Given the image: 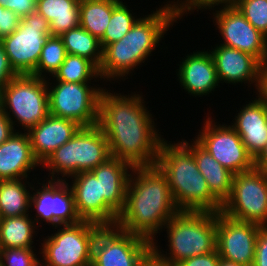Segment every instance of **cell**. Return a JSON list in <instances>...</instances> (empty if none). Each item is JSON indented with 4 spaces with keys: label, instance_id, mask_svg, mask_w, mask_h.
<instances>
[{
    "label": "cell",
    "instance_id": "cell-1",
    "mask_svg": "<svg viewBox=\"0 0 267 266\" xmlns=\"http://www.w3.org/2000/svg\"><path fill=\"white\" fill-rule=\"evenodd\" d=\"M139 92L129 95L102 90L98 126L106 135L112 157L132 167L156 164L163 135Z\"/></svg>",
    "mask_w": 267,
    "mask_h": 266
},
{
    "label": "cell",
    "instance_id": "cell-2",
    "mask_svg": "<svg viewBox=\"0 0 267 266\" xmlns=\"http://www.w3.org/2000/svg\"><path fill=\"white\" fill-rule=\"evenodd\" d=\"M123 211L116 227L151 242L179 212L169 190L166 176L156 166L133 167Z\"/></svg>",
    "mask_w": 267,
    "mask_h": 266
},
{
    "label": "cell",
    "instance_id": "cell-3",
    "mask_svg": "<svg viewBox=\"0 0 267 266\" xmlns=\"http://www.w3.org/2000/svg\"><path fill=\"white\" fill-rule=\"evenodd\" d=\"M151 12L141 16L122 39L102 49V61L98 68L101 80L124 81L147 57L152 56L161 38L181 19L180 0L167 1Z\"/></svg>",
    "mask_w": 267,
    "mask_h": 266
},
{
    "label": "cell",
    "instance_id": "cell-4",
    "mask_svg": "<svg viewBox=\"0 0 267 266\" xmlns=\"http://www.w3.org/2000/svg\"><path fill=\"white\" fill-rule=\"evenodd\" d=\"M161 142L156 166L166 176L179 211L221 212L222 204L211 194L192 151L182 142Z\"/></svg>",
    "mask_w": 267,
    "mask_h": 266
},
{
    "label": "cell",
    "instance_id": "cell-5",
    "mask_svg": "<svg viewBox=\"0 0 267 266\" xmlns=\"http://www.w3.org/2000/svg\"><path fill=\"white\" fill-rule=\"evenodd\" d=\"M164 228L167 229L169 250H166L169 253L160 248L158 240L152 242V253L168 266L216 249V212L179 211Z\"/></svg>",
    "mask_w": 267,
    "mask_h": 266
},
{
    "label": "cell",
    "instance_id": "cell-6",
    "mask_svg": "<svg viewBox=\"0 0 267 266\" xmlns=\"http://www.w3.org/2000/svg\"><path fill=\"white\" fill-rule=\"evenodd\" d=\"M110 157L109 144L101 128L98 125L81 127L41 167L48 169L50 179H46L65 181L80 172L91 171Z\"/></svg>",
    "mask_w": 267,
    "mask_h": 266
},
{
    "label": "cell",
    "instance_id": "cell-7",
    "mask_svg": "<svg viewBox=\"0 0 267 266\" xmlns=\"http://www.w3.org/2000/svg\"><path fill=\"white\" fill-rule=\"evenodd\" d=\"M102 227L89 220L56 226L57 231L42 240L41 261L48 266H91L93 244Z\"/></svg>",
    "mask_w": 267,
    "mask_h": 266
},
{
    "label": "cell",
    "instance_id": "cell-8",
    "mask_svg": "<svg viewBox=\"0 0 267 266\" xmlns=\"http://www.w3.org/2000/svg\"><path fill=\"white\" fill-rule=\"evenodd\" d=\"M3 103L4 114L14 130L17 131V125L22 126L23 132H28L49 115L47 80L17 75L4 87Z\"/></svg>",
    "mask_w": 267,
    "mask_h": 266
},
{
    "label": "cell",
    "instance_id": "cell-9",
    "mask_svg": "<svg viewBox=\"0 0 267 266\" xmlns=\"http://www.w3.org/2000/svg\"><path fill=\"white\" fill-rule=\"evenodd\" d=\"M54 82L47 79L50 115L73 120L82 127L98 125L100 95L104 87L91 86L93 83Z\"/></svg>",
    "mask_w": 267,
    "mask_h": 266
},
{
    "label": "cell",
    "instance_id": "cell-10",
    "mask_svg": "<svg viewBox=\"0 0 267 266\" xmlns=\"http://www.w3.org/2000/svg\"><path fill=\"white\" fill-rule=\"evenodd\" d=\"M221 212L229 218L267 227V174L257 168L236 173Z\"/></svg>",
    "mask_w": 267,
    "mask_h": 266
},
{
    "label": "cell",
    "instance_id": "cell-11",
    "mask_svg": "<svg viewBox=\"0 0 267 266\" xmlns=\"http://www.w3.org/2000/svg\"><path fill=\"white\" fill-rule=\"evenodd\" d=\"M51 35L49 22L37 11L24 16L18 28L2 42L10 66L17 75H32L41 50Z\"/></svg>",
    "mask_w": 267,
    "mask_h": 266
},
{
    "label": "cell",
    "instance_id": "cell-12",
    "mask_svg": "<svg viewBox=\"0 0 267 266\" xmlns=\"http://www.w3.org/2000/svg\"><path fill=\"white\" fill-rule=\"evenodd\" d=\"M151 253V241L116 226H103L93 244L91 266H141Z\"/></svg>",
    "mask_w": 267,
    "mask_h": 266
},
{
    "label": "cell",
    "instance_id": "cell-13",
    "mask_svg": "<svg viewBox=\"0 0 267 266\" xmlns=\"http://www.w3.org/2000/svg\"><path fill=\"white\" fill-rule=\"evenodd\" d=\"M209 115L211 114L206 115L207 119H204V124L194 139L234 174L254 169L255 160L237 132L227 123L217 124Z\"/></svg>",
    "mask_w": 267,
    "mask_h": 266
},
{
    "label": "cell",
    "instance_id": "cell-14",
    "mask_svg": "<svg viewBox=\"0 0 267 266\" xmlns=\"http://www.w3.org/2000/svg\"><path fill=\"white\" fill-rule=\"evenodd\" d=\"M37 184L42 187L32 188L30 200V212L36 211L34 221L38 227H41L43 221L53 227L59 225H74L82 221L77 214L74 195L67 181L63 180H46ZM37 188V189H36ZM39 221L41 223H39ZM41 224V225H40Z\"/></svg>",
    "mask_w": 267,
    "mask_h": 266
},
{
    "label": "cell",
    "instance_id": "cell-15",
    "mask_svg": "<svg viewBox=\"0 0 267 266\" xmlns=\"http://www.w3.org/2000/svg\"><path fill=\"white\" fill-rule=\"evenodd\" d=\"M213 16V24L223 40L220 45L248 53L260 63L267 60V37L254 28L236 6L215 7Z\"/></svg>",
    "mask_w": 267,
    "mask_h": 266
},
{
    "label": "cell",
    "instance_id": "cell-16",
    "mask_svg": "<svg viewBox=\"0 0 267 266\" xmlns=\"http://www.w3.org/2000/svg\"><path fill=\"white\" fill-rule=\"evenodd\" d=\"M261 226L216 213V250L221 259L253 266Z\"/></svg>",
    "mask_w": 267,
    "mask_h": 266
},
{
    "label": "cell",
    "instance_id": "cell-17",
    "mask_svg": "<svg viewBox=\"0 0 267 266\" xmlns=\"http://www.w3.org/2000/svg\"><path fill=\"white\" fill-rule=\"evenodd\" d=\"M132 169L130 164L111 156L91 170L97 180L101 181L104 195V226H115L119 214L124 209Z\"/></svg>",
    "mask_w": 267,
    "mask_h": 266
},
{
    "label": "cell",
    "instance_id": "cell-18",
    "mask_svg": "<svg viewBox=\"0 0 267 266\" xmlns=\"http://www.w3.org/2000/svg\"><path fill=\"white\" fill-rule=\"evenodd\" d=\"M216 68L219 83H248L257 88L260 62L252 55L238 49L216 44L209 50ZM251 82V83H250Z\"/></svg>",
    "mask_w": 267,
    "mask_h": 266
},
{
    "label": "cell",
    "instance_id": "cell-19",
    "mask_svg": "<svg viewBox=\"0 0 267 266\" xmlns=\"http://www.w3.org/2000/svg\"><path fill=\"white\" fill-rule=\"evenodd\" d=\"M177 69V81L181 88L192 96L202 97L211 94L217 87H221L217 78L216 68L210 52L194 51L182 58Z\"/></svg>",
    "mask_w": 267,
    "mask_h": 266
},
{
    "label": "cell",
    "instance_id": "cell-20",
    "mask_svg": "<svg viewBox=\"0 0 267 266\" xmlns=\"http://www.w3.org/2000/svg\"><path fill=\"white\" fill-rule=\"evenodd\" d=\"M252 99L240 107L230 126L255 160L267 143V105L257 97Z\"/></svg>",
    "mask_w": 267,
    "mask_h": 266
},
{
    "label": "cell",
    "instance_id": "cell-21",
    "mask_svg": "<svg viewBox=\"0 0 267 266\" xmlns=\"http://www.w3.org/2000/svg\"><path fill=\"white\" fill-rule=\"evenodd\" d=\"M77 122L48 115L28 131L35 159L42 165L48 157L68 142L81 128Z\"/></svg>",
    "mask_w": 267,
    "mask_h": 266
},
{
    "label": "cell",
    "instance_id": "cell-22",
    "mask_svg": "<svg viewBox=\"0 0 267 266\" xmlns=\"http://www.w3.org/2000/svg\"><path fill=\"white\" fill-rule=\"evenodd\" d=\"M38 166L41 165L33 156L28 132L17 130L0 145V180H30V172Z\"/></svg>",
    "mask_w": 267,
    "mask_h": 266
},
{
    "label": "cell",
    "instance_id": "cell-23",
    "mask_svg": "<svg viewBox=\"0 0 267 266\" xmlns=\"http://www.w3.org/2000/svg\"><path fill=\"white\" fill-rule=\"evenodd\" d=\"M77 214L82 220H89L104 226V195L101 181L91 171H83L70 177ZM72 183V184H71Z\"/></svg>",
    "mask_w": 267,
    "mask_h": 266
},
{
    "label": "cell",
    "instance_id": "cell-24",
    "mask_svg": "<svg viewBox=\"0 0 267 266\" xmlns=\"http://www.w3.org/2000/svg\"><path fill=\"white\" fill-rule=\"evenodd\" d=\"M181 140L191 151L200 173L205 177L211 194L223 205L232 190L234 173L222 166L196 140ZM191 144V145H190Z\"/></svg>",
    "mask_w": 267,
    "mask_h": 266
},
{
    "label": "cell",
    "instance_id": "cell-25",
    "mask_svg": "<svg viewBox=\"0 0 267 266\" xmlns=\"http://www.w3.org/2000/svg\"><path fill=\"white\" fill-rule=\"evenodd\" d=\"M79 0H37L36 11L48 22L51 35L79 26Z\"/></svg>",
    "mask_w": 267,
    "mask_h": 266
},
{
    "label": "cell",
    "instance_id": "cell-26",
    "mask_svg": "<svg viewBox=\"0 0 267 266\" xmlns=\"http://www.w3.org/2000/svg\"><path fill=\"white\" fill-rule=\"evenodd\" d=\"M32 188L33 183L27 181V178L0 180L1 218L29 214Z\"/></svg>",
    "mask_w": 267,
    "mask_h": 266
},
{
    "label": "cell",
    "instance_id": "cell-27",
    "mask_svg": "<svg viewBox=\"0 0 267 266\" xmlns=\"http://www.w3.org/2000/svg\"><path fill=\"white\" fill-rule=\"evenodd\" d=\"M37 227L31 214L1 218L0 249L34 248Z\"/></svg>",
    "mask_w": 267,
    "mask_h": 266
},
{
    "label": "cell",
    "instance_id": "cell-28",
    "mask_svg": "<svg viewBox=\"0 0 267 266\" xmlns=\"http://www.w3.org/2000/svg\"><path fill=\"white\" fill-rule=\"evenodd\" d=\"M122 0H80L79 25L96 37L103 38L113 9Z\"/></svg>",
    "mask_w": 267,
    "mask_h": 266
},
{
    "label": "cell",
    "instance_id": "cell-29",
    "mask_svg": "<svg viewBox=\"0 0 267 266\" xmlns=\"http://www.w3.org/2000/svg\"><path fill=\"white\" fill-rule=\"evenodd\" d=\"M67 54L82 56L92 61L98 68L102 61L100 41L80 25L60 35Z\"/></svg>",
    "mask_w": 267,
    "mask_h": 266
},
{
    "label": "cell",
    "instance_id": "cell-30",
    "mask_svg": "<svg viewBox=\"0 0 267 266\" xmlns=\"http://www.w3.org/2000/svg\"><path fill=\"white\" fill-rule=\"evenodd\" d=\"M98 67L89 59L67 54L59 70L55 73L53 81L74 82V83H91L99 81ZM94 81H91L93 80Z\"/></svg>",
    "mask_w": 267,
    "mask_h": 266
},
{
    "label": "cell",
    "instance_id": "cell-31",
    "mask_svg": "<svg viewBox=\"0 0 267 266\" xmlns=\"http://www.w3.org/2000/svg\"><path fill=\"white\" fill-rule=\"evenodd\" d=\"M66 55L67 52L61 37L57 35L48 36L41 50L37 67L32 76L49 79L48 81H52L50 80L51 76L53 77L59 70L61 64L66 58ZM47 73L49 74L50 78H48L49 76H47Z\"/></svg>",
    "mask_w": 267,
    "mask_h": 266
},
{
    "label": "cell",
    "instance_id": "cell-32",
    "mask_svg": "<svg viewBox=\"0 0 267 266\" xmlns=\"http://www.w3.org/2000/svg\"><path fill=\"white\" fill-rule=\"evenodd\" d=\"M131 12L132 10L123 1L113 9L108 27L105 30L103 38L100 40L102 49L122 39L138 21L140 17L136 18L133 16L134 13L132 14Z\"/></svg>",
    "mask_w": 267,
    "mask_h": 266
},
{
    "label": "cell",
    "instance_id": "cell-33",
    "mask_svg": "<svg viewBox=\"0 0 267 266\" xmlns=\"http://www.w3.org/2000/svg\"><path fill=\"white\" fill-rule=\"evenodd\" d=\"M235 6L254 28L267 37V0H239Z\"/></svg>",
    "mask_w": 267,
    "mask_h": 266
},
{
    "label": "cell",
    "instance_id": "cell-34",
    "mask_svg": "<svg viewBox=\"0 0 267 266\" xmlns=\"http://www.w3.org/2000/svg\"><path fill=\"white\" fill-rule=\"evenodd\" d=\"M35 248L0 249V260L3 266H36L40 258Z\"/></svg>",
    "mask_w": 267,
    "mask_h": 266
},
{
    "label": "cell",
    "instance_id": "cell-35",
    "mask_svg": "<svg viewBox=\"0 0 267 266\" xmlns=\"http://www.w3.org/2000/svg\"><path fill=\"white\" fill-rule=\"evenodd\" d=\"M239 0H180L181 19L195 10L214 9L215 6H235ZM188 12V13H187Z\"/></svg>",
    "mask_w": 267,
    "mask_h": 266
},
{
    "label": "cell",
    "instance_id": "cell-36",
    "mask_svg": "<svg viewBox=\"0 0 267 266\" xmlns=\"http://www.w3.org/2000/svg\"><path fill=\"white\" fill-rule=\"evenodd\" d=\"M21 18L12 10L0 5V40L11 35L19 26Z\"/></svg>",
    "mask_w": 267,
    "mask_h": 266
},
{
    "label": "cell",
    "instance_id": "cell-37",
    "mask_svg": "<svg viewBox=\"0 0 267 266\" xmlns=\"http://www.w3.org/2000/svg\"><path fill=\"white\" fill-rule=\"evenodd\" d=\"M37 0H0V5L12 10L21 19L36 11Z\"/></svg>",
    "mask_w": 267,
    "mask_h": 266
},
{
    "label": "cell",
    "instance_id": "cell-38",
    "mask_svg": "<svg viewBox=\"0 0 267 266\" xmlns=\"http://www.w3.org/2000/svg\"><path fill=\"white\" fill-rule=\"evenodd\" d=\"M220 256L215 249L204 255H197L181 261L176 266H219Z\"/></svg>",
    "mask_w": 267,
    "mask_h": 266
},
{
    "label": "cell",
    "instance_id": "cell-39",
    "mask_svg": "<svg viewBox=\"0 0 267 266\" xmlns=\"http://www.w3.org/2000/svg\"><path fill=\"white\" fill-rule=\"evenodd\" d=\"M253 266H267V227H261L258 232Z\"/></svg>",
    "mask_w": 267,
    "mask_h": 266
},
{
    "label": "cell",
    "instance_id": "cell-40",
    "mask_svg": "<svg viewBox=\"0 0 267 266\" xmlns=\"http://www.w3.org/2000/svg\"><path fill=\"white\" fill-rule=\"evenodd\" d=\"M17 74L10 66L4 46L0 41V87H5Z\"/></svg>",
    "mask_w": 267,
    "mask_h": 266
},
{
    "label": "cell",
    "instance_id": "cell-41",
    "mask_svg": "<svg viewBox=\"0 0 267 266\" xmlns=\"http://www.w3.org/2000/svg\"><path fill=\"white\" fill-rule=\"evenodd\" d=\"M257 90V91H256ZM256 97L267 105V60L260 64Z\"/></svg>",
    "mask_w": 267,
    "mask_h": 266
},
{
    "label": "cell",
    "instance_id": "cell-42",
    "mask_svg": "<svg viewBox=\"0 0 267 266\" xmlns=\"http://www.w3.org/2000/svg\"><path fill=\"white\" fill-rule=\"evenodd\" d=\"M15 132L10 119L3 113L0 115V145Z\"/></svg>",
    "mask_w": 267,
    "mask_h": 266
},
{
    "label": "cell",
    "instance_id": "cell-43",
    "mask_svg": "<svg viewBox=\"0 0 267 266\" xmlns=\"http://www.w3.org/2000/svg\"><path fill=\"white\" fill-rule=\"evenodd\" d=\"M255 168L267 174V143H266L264 150L255 159Z\"/></svg>",
    "mask_w": 267,
    "mask_h": 266
},
{
    "label": "cell",
    "instance_id": "cell-44",
    "mask_svg": "<svg viewBox=\"0 0 267 266\" xmlns=\"http://www.w3.org/2000/svg\"><path fill=\"white\" fill-rule=\"evenodd\" d=\"M141 266H168L165 262L159 260L153 253L141 264Z\"/></svg>",
    "mask_w": 267,
    "mask_h": 266
},
{
    "label": "cell",
    "instance_id": "cell-45",
    "mask_svg": "<svg viewBox=\"0 0 267 266\" xmlns=\"http://www.w3.org/2000/svg\"><path fill=\"white\" fill-rule=\"evenodd\" d=\"M219 266H246V265L238 264V263H235V262H231V261H227V260L221 259L220 263H219Z\"/></svg>",
    "mask_w": 267,
    "mask_h": 266
},
{
    "label": "cell",
    "instance_id": "cell-46",
    "mask_svg": "<svg viewBox=\"0 0 267 266\" xmlns=\"http://www.w3.org/2000/svg\"><path fill=\"white\" fill-rule=\"evenodd\" d=\"M4 87H0V115L4 113Z\"/></svg>",
    "mask_w": 267,
    "mask_h": 266
},
{
    "label": "cell",
    "instance_id": "cell-47",
    "mask_svg": "<svg viewBox=\"0 0 267 266\" xmlns=\"http://www.w3.org/2000/svg\"><path fill=\"white\" fill-rule=\"evenodd\" d=\"M36 266H48V265H45V264L40 260L39 263H38Z\"/></svg>",
    "mask_w": 267,
    "mask_h": 266
}]
</instances>
